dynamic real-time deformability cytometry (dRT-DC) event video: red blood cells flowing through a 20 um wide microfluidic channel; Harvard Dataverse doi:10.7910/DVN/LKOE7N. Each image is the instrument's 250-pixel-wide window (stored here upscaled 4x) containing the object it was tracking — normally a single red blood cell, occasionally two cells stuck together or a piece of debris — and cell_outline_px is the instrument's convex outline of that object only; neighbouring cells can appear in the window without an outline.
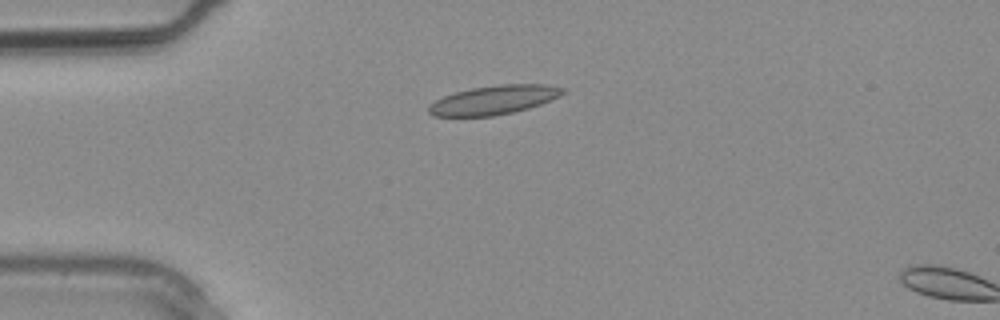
{"species": "common noctule bat (a hibernating species)", "species_latin": "Nyctalus noctula", "temperature_condition": "warm", "stored_images_in_passage": 2, "camera_frame_rate_fps": 3000, "um_per_image_px": 0.085, "animal": {"sex": "male", "body_mass_g": 20.4}, "frame": {"image": 1, "passage_image": 1, "time_ms": 0.0, "image_size_px": [1000, 320], "cell_outline_px": [[564, 92], [560, 96], [540, 104], [528, 108], [512, 112], [492, 116], [432, 116], [428, 112], [428, 104], [444, 96], [456, 92], [472, 88], [500, 84], [548, 84], [564, 88]], "centroid_in_image_um": [41.97, 8.49], "position_along_channel_um": 43.0, "area_um2": 22.54}}